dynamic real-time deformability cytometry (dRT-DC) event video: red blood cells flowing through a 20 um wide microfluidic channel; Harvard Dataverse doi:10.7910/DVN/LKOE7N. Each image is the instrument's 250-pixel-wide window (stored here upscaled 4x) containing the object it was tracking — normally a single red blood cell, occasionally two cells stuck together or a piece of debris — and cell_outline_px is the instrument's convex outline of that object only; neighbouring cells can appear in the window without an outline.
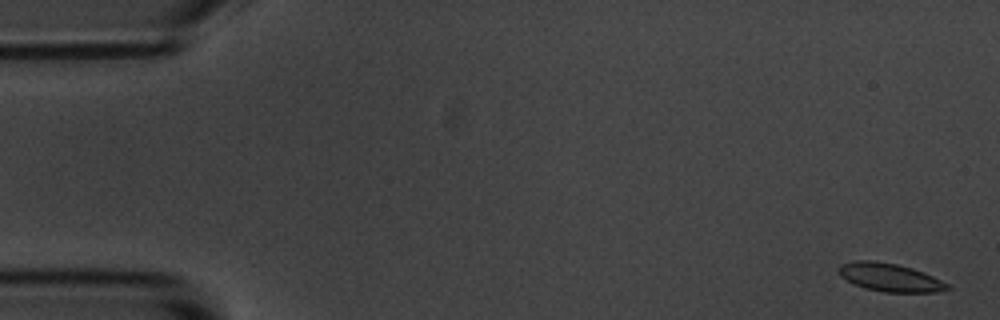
{"species": "common noctule bat (a hibernating species)", "species_latin": "Nyctalus noctula", "temperature_condition": "room temperature", "stored_images_in_passage": 56, "camera_frame_rate_fps": 3000, "um_per_image_px": 0.085, "animal": {"sex": "male", "body_mass_g": 20.1, "forearm_length_mm": 53.5}, "frame": {"image": 1, "passage_image": 2, "time_ms": 0.333, "image_size_px": [1000, 320], "cell_outline_px": [[952, 288], [936, 292], [884, 292], [864, 288], [852, 284], [840, 276], [836, 272], [840, 264], [852, 260], [872, 260], [896, 264], [912, 268], [932, 276], [948, 284]], "centroid_in_image_um": [75.56, 23.57], "position_along_channel_um": 9.4, "area_um2": 17.98}}
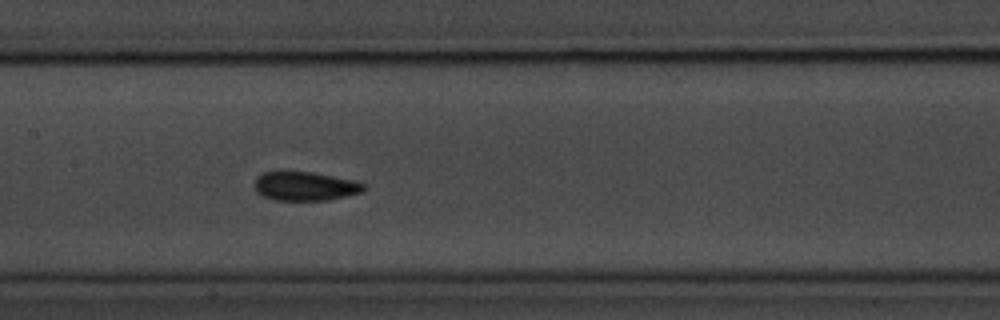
{"frame": {"image": 2, "passage_image": 27, "time_ms": 8.667, "image_size_px": [1000, 320], "cell_outline_px": [[368, 188], [364, 192], [328, 200], [276, 200], [264, 196], [256, 192], [256, 176], [264, 172], [312, 172], [356, 180], [364, 184]], "centroid_in_image_um": [26.0, 15.83], "position_along_channel_um": 181.4, "area_um2": 18.44}}
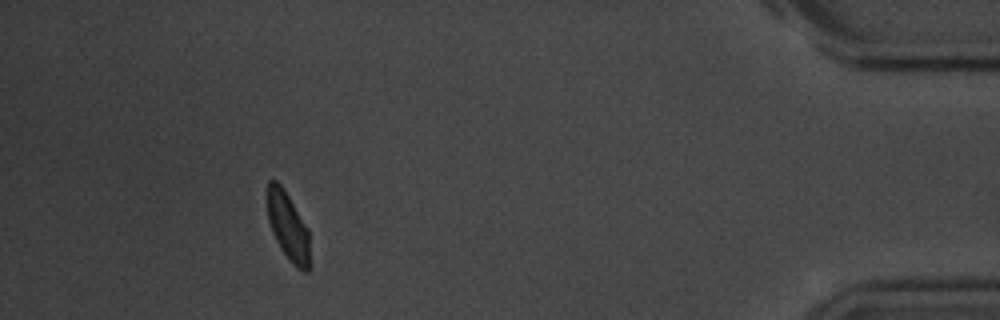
{"frame": {"image": 3, "passage_image": 51, "time_ms": 16.667, "image_size_px": [1000, 320], "cell_outline_px": [[312, 264], [308, 272], [304, 272], [296, 268], [288, 260], [280, 248], [272, 232], [268, 220], [268, 180], [276, 180], [284, 188], [308, 228]], "centroid_in_image_um": [24.53, 19.33], "position_along_channel_um": 410.7, "area_um2": 17.34}, "authors_computed_cell_mechanics": {"area_um2": 17.9469, "velocity_mm_per_s": 3.6228, "shape_relaxation_time_tau1_ms": 2.7356, "shape_relaxation_time_tau2_ms": 1.6336, "deformation_change_tau1": 0.1025, "deformation_change_tau2": 0.0703}}